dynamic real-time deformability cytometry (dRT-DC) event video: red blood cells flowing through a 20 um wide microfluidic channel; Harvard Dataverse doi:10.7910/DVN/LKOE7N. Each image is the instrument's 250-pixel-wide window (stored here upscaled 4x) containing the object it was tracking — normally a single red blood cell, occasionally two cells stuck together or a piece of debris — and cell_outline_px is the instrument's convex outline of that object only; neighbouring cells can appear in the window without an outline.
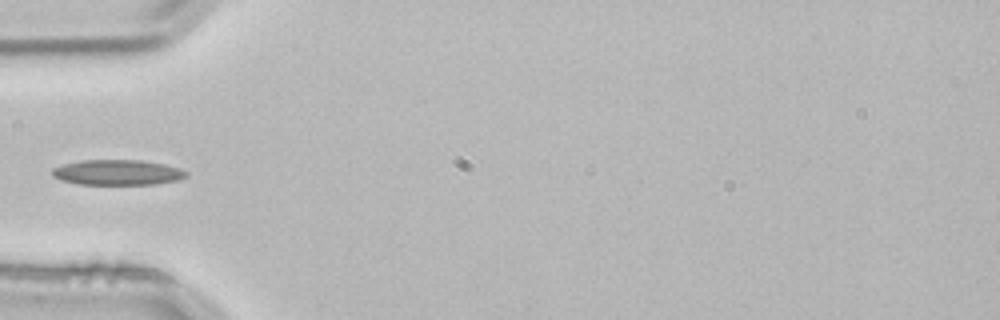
{"species": "common noctule bat (a hibernating species)", "species_latin": "Nyctalus noctula", "temperature_condition": "room temperature", "stored_images_in_passage": 4, "camera_frame_rate_fps": 3000, "um_per_image_px": 0.085, "animal": {"sex": "male", "body_mass_g": 21.5, "forearm_length_mm": 52.0}, "frame": {"image": 1, "passage_image": 4, "time_ms": 1.0, "image_size_px": [1000, 320], "cell_outline_px": [[188, 176], [180, 180], [156, 184], [80, 184], [60, 180], [52, 176], [52, 168], [64, 164], [84, 160], [140, 160], [164, 164], [180, 168], [188, 172]], "centroid_in_image_um": [10.02, 14.66], "position_along_channel_um": 75.0, "area_um2": 19.83}}